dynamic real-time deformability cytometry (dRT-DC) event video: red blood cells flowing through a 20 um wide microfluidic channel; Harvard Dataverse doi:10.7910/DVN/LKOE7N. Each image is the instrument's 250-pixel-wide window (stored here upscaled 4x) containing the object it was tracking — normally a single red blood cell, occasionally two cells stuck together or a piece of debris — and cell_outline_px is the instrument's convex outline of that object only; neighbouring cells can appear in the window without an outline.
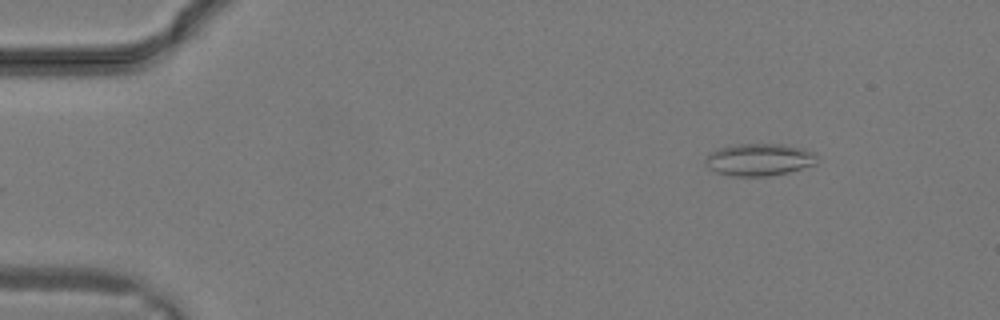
{"species": "common noctule bat (a hibernating species)", "species_latin": "Nyctalus noctula", "temperature_condition": "warm", "stored_images_in_passage": 7, "camera_frame_rate_fps": 3000, "um_per_image_px": 0.085, "animal": {"sex": "male", "body_mass_g": 19.2, "forearm_length_mm": 51.8}, "frame": {"image": 1, "passage_image": 1, "time_ms": 0.0, "image_size_px": [1000, 320], "cell_outline_px": [[816, 164], [788, 172], [768, 176], [732, 176], [716, 172], [708, 168], [704, 164], [704, 160], [708, 152], [720, 148], [740, 144], [780, 144], [804, 148], [816, 152]], "centroid_in_image_um": [64.51, 13.57], "position_along_channel_um": 20.5, "area_um2": 21.1}}